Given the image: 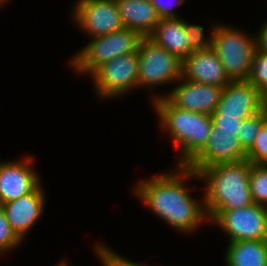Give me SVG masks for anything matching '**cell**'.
<instances>
[{
  "label": "cell",
  "mask_w": 267,
  "mask_h": 266,
  "mask_svg": "<svg viewBox=\"0 0 267 266\" xmlns=\"http://www.w3.org/2000/svg\"><path fill=\"white\" fill-rule=\"evenodd\" d=\"M175 167L172 172L137 182L134 192L140 201L172 228L180 233H191L208 219L204 199L197 201L185 186L187 178L198 179L200 176L187 166Z\"/></svg>",
  "instance_id": "1"
},
{
  "label": "cell",
  "mask_w": 267,
  "mask_h": 266,
  "mask_svg": "<svg viewBox=\"0 0 267 266\" xmlns=\"http://www.w3.org/2000/svg\"><path fill=\"white\" fill-rule=\"evenodd\" d=\"M152 101L161 129L180 150L177 165L186 166L207 144L213 126L211 115L176 107L165 96Z\"/></svg>",
  "instance_id": "2"
},
{
  "label": "cell",
  "mask_w": 267,
  "mask_h": 266,
  "mask_svg": "<svg viewBox=\"0 0 267 266\" xmlns=\"http://www.w3.org/2000/svg\"><path fill=\"white\" fill-rule=\"evenodd\" d=\"M250 162L220 163L205 168L200 180L206 181L204 207L207 217L213 211H229L251 205Z\"/></svg>",
  "instance_id": "3"
},
{
  "label": "cell",
  "mask_w": 267,
  "mask_h": 266,
  "mask_svg": "<svg viewBox=\"0 0 267 266\" xmlns=\"http://www.w3.org/2000/svg\"><path fill=\"white\" fill-rule=\"evenodd\" d=\"M212 36V48L219 57L229 80H248L257 50L256 36L220 24L215 25Z\"/></svg>",
  "instance_id": "4"
},
{
  "label": "cell",
  "mask_w": 267,
  "mask_h": 266,
  "mask_svg": "<svg viewBox=\"0 0 267 266\" xmlns=\"http://www.w3.org/2000/svg\"><path fill=\"white\" fill-rule=\"evenodd\" d=\"M144 37L131 29L123 28L92 40L70 59L74 71L91 75L98 67L120 56L138 52Z\"/></svg>",
  "instance_id": "5"
},
{
  "label": "cell",
  "mask_w": 267,
  "mask_h": 266,
  "mask_svg": "<svg viewBox=\"0 0 267 266\" xmlns=\"http://www.w3.org/2000/svg\"><path fill=\"white\" fill-rule=\"evenodd\" d=\"M138 58V88L152 89L181 78L182 61L148 37L140 42Z\"/></svg>",
  "instance_id": "6"
},
{
  "label": "cell",
  "mask_w": 267,
  "mask_h": 266,
  "mask_svg": "<svg viewBox=\"0 0 267 266\" xmlns=\"http://www.w3.org/2000/svg\"><path fill=\"white\" fill-rule=\"evenodd\" d=\"M208 219L230 238L229 242L267 240V207L252 203L229 211H213Z\"/></svg>",
  "instance_id": "7"
},
{
  "label": "cell",
  "mask_w": 267,
  "mask_h": 266,
  "mask_svg": "<svg viewBox=\"0 0 267 266\" xmlns=\"http://www.w3.org/2000/svg\"><path fill=\"white\" fill-rule=\"evenodd\" d=\"M138 63L136 52L120 56L98 67L90 75L98 97H121L131 89L138 88Z\"/></svg>",
  "instance_id": "8"
},
{
  "label": "cell",
  "mask_w": 267,
  "mask_h": 266,
  "mask_svg": "<svg viewBox=\"0 0 267 266\" xmlns=\"http://www.w3.org/2000/svg\"><path fill=\"white\" fill-rule=\"evenodd\" d=\"M73 7V20L90 38L125 28L116 0H77Z\"/></svg>",
  "instance_id": "9"
},
{
  "label": "cell",
  "mask_w": 267,
  "mask_h": 266,
  "mask_svg": "<svg viewBox=\"0 0 267 266\" xmlns=\"http://www.w3.org/2000/svg\"><path fill=\"white\" fill-rule=\"evenodd\" d=\"M237 133L238 130L219 129V126H212L207 144L186 166L200 174L205 168L216 164L246 160V151Z\"/></svg>",
  "instance_id": "10"
},
{
  "label": "cell",
  "mask_w": 267,
  "mask_h": 266,
  "mask_svg": "<svg viewBox=\"0 0 267 266\" xmlns=\"http://www.w3.org/2000/svg\"><path fill=\"white\" fill-rule=\"evenodd\" d=\"M264 108V95L251 82L230 81L223 87L216 111L211 116L245 120Z\"/></svg>",
  "instance_id": "11"
},
{
  "label": "cell",
  "mask_w": 267,
  "mask_h": 266,
  "mask_svg": "<svg viewBox=\"0 0 267 266\" xmlns=\"http://www.w3.org/2000/svg\"><path fill=\"white\" fill-rule=\"evenodd\" d=\"M177 82L174 89L167 94L156 95L154 99L165 96L176 107L207 115L216 111L223 87L200 84L182 77Z\"/></svg>",
  "instance_id": "12"
},
{
  "label": "cell",
  "mask_w": 267,
  "mask_h": 266,
  "mask_svg": "<svg viewBox=\"0 0 267 266\" xmlns=\"http://www.w3.org/2000/svg\"><path fill=\"white\" fill-rule=\"evenodd\" d=\"M33 157L18 161L0 162V204L18 199L33 192L40 184V176L35 171Z\"/></svg>",
  "instance_id": "13"
},
{
  "label": "cell",
  "mask_w": 267,
  "mask_h": 266,
  "mask_svg": "<svg viewBox=\"0 0 267 266\" xmlns=\"http://www.w3.org/2000/svg\"><path fill=\"white\" fill-rule=\"evenodd\" d=\"M45 194L41 184L31 193L2 204L6 219L12 231L23 241L26 233L42 216Z\"/></svg>",
  "instance_id": "14"
},
{
  "label": "cell",
  "mask_w": 267,
  "mask_h": 266,
  "mask_svg": "<svg viewBox=\"0 0 267 266\" xmlns=\"http://www.w3.org/2000/svg\"><path fill=\"white\" fill-rule=\"evenodd\" d=\"M181 77L196 83L224 87L230 82L215 50L193 51L182 61Z\"/></svg>",
  "instance_id": "15"
},
{
  "label": "cell",
  "mask_w": 267,
  "mask_h": 266,
  "mask_svg": "<svg viewBox=\"0 0 267 266\" xmlns=\"http://www.w3.org/2000/svg\"><path fill=\"white\" fill-rule=\"evenodd\" d=\"M148 38L181 61L190 55L189 32L185 29V20L180 17L160 19Z\"/></svg>",
  "instance_id": "16"
},
{
  "label": "cell",
  "mask_w": 267,
  "mask_h": 266,
  "mask_svg": "<svg viewBox=\"0 0 267 266\" xmlns=\"http://www.w3.org/2000/svg\"><path fill=\"white\" fill-rule=\"evenodd\" d=\"M125 28L148 37L160 22L151 0H116Z\"/></svg>",
  "instance_id": "17"
},
{
  "label": "cell",
  "mask_w": 267,
  "mask_h": 266,
  "mask_svg": "<svg viewBox=\"0 0 267 266\" xmlns=\"http://www.w3.org/2000/svg\"><path fill=\"white\" fill-rule=\"evenodd\" d=\"M225 253V266H267V240L229 242Z\"/></svg>",
  "instance_id": "18"
},
{
  "label": "cell",
  "mask_w": 267,
  "mask_h": 266,
  "mask_svg": "<svg viewBox=\"0 0 267 266\" xmlns=\"http://www.w3.org/2000/svg\"><path fill=\"white\" fill-rule=\"evenodd\" d=\"M249 183L254 203L267 207V165L251 164Z\"/></svg>",
  "instance_id": "19"
},
{
  "label": "cell",
  "mask_w": 267,
  "mask_h": 266,
  "mask_svg": "<svg viewBox=\"0 0 267 266\" xmlns=\"http://www.w3.org/2000/svg\"><path fill=\"white\" fill-rule=\"evenodd\" d=\"M267 122V108L261 112L243 120L241 129L237 133L238 139L247 152L255 142L261 127Z\"/></svg>",
  "instance_id": "20"
},
{
  "label": "cell",
  "mask_w": 267,
  "mask_h": 266,
  "mask_svg": "<svg viewBox=\"0 0 267 266\" xmlns=\"http://www.w3.org/2000/svg\"><path fill=\"white\" fill-rule=\"evenodd\" d=\"M248 81L263 95L267 92V55L258 50L253 57Z\"/></svg>",
  "instance_id": "21"
},
{
  "label": "cell",
  "mask_w": 267,
  "mask_h": 266,
  "mask_svg": "<svg viewBox=\"0 0 267 266\" xmlns=\"http://www.w3.org/2000/svg\"><path fill=\"white\" fill-rule=\"evenodd\" d=\"M246 159L251 164L267 165V122L261 127L252 147L246 152Z\"/></svg>",
  "instance_id": "22"
},
{
  "label": "cell",
  "mask_w": 267,
  "mask_h": 266,
  "mask_svg": "<svg viewBox=\"0 0 267 266\" xmlns=\"http://www.w3.org/2000/svg\"><path fill=\"white\" fill-rule=\"evenodd\" d=\"M211 35L209 37H205L204 28L201 25H192L185 21V29L189 32L190 40H188L190 45V54L193 51L197 50H206L212 47V34L213 29L215 27L212 26Z\"/></svg>",
  "instance_id": "23"
},
{
  "label": "cell",
  "mask_w": 267,
  "mask_h": 266,
  "mask_svg": "<svg viewBox=\"0 0 267 266\" xmlns=\"http://www.w3.org/2000/svg\"><path fill=\"white\" fill-rule=\"evenodd\" d=\"M21 242L22 241L12 231L2 205L0 204V253L4 254L7 251L13 250L18 247Z\"/></svg>",
  "instance_id": "24"
},
{
  "label": "cell",
  "mask_w": 267,
  "mask_h": 266,
  "mask_svg": "<svg viewBox=\"0 0 267 266\" xmlns=\"http://www.w3.org/2000/svg\"><path fill=\"white\" fill-rule=\"evenodd\" d=\"M96 253L98 254V258L100 259L103 266H147L145 264H139L133 261H130L127 258L119 255L117 252H114L113 249L109 248V246H105V244H97L96 245Z\"/></svg>",
  "instance_id": "25"
},
{
  "label": "cell",
  "mask_w": 267,
  "mask_h": 266,
  "mask_svg": "<svg viewBox=\"0 0 267 266\" xmlns=\"http://www.w3.org/2000/svg\"><path fill=\"white\" fill-rule=\"evenodd\" d=\"M170 1V0H169ZM172 1V0H171ZM174 1V0H173ZM154 7L156 8V11L158 13V16L160 19H170V18H179V16L175 15V11L173 12V6L166 0H151ZM185 2V0H175V3L173 4L175 6H180Z\"/></svg>",
  "instance_id": "26"
},
{
  "label": "cell",
  "mask_w": 267,
  "mask_h": 266,
  "mask_svg": "<svg viewBox=\"0 0 267 266\" xmlns=\"http://www.w3.org/2000/svg\"><path fill=\"white\" fill-rule=\"evenodd\" d=\"M213 121V126H219V129L227 130H239L243 120L238 119L237 117H223V116H211Z\"/></svg>",
  "instance_id": "27"
},
{
  "label": "cell",
  "mask_w": 267,
  "mask_h": 266,
  "mask_svg": "<svg viewBox=\"0 0 267 266\" xmlns=\"http://www.w3.org/2000/svg\"><path fill=\"white\" fill-rule=\"evenodd\" d=\"M261 26L260 32L256 34L257 50L267 55V22Z\"/></svg>",
  "instance_id": "28"
},
{
  "label": "cell",
  "mask_w": 267,
  "mask_h": 266,
  "mask_svg": "<svg viewBox=\"0 0 267 266\" xmlns=\"http://www.w3.org/2000/svg\"><path fill=\"white\" fill-rule=\"evenodd\" d=\"M55 266H71V265H68V263H66V261H62Z\"/></svg>",
  "instance_id": "29"
},
{
  "label": "cell",
  "mask_w": 267,
  "mask_h": 266,
  "mask_svg": "<svg viewBox=\"0 0 267 266\" xmlns=\"http://www.w3.org/2000/svg\"><path fill=\"white\" fill-rule=\"evenodd\" d=\"M264 106L267 108V92L264 94Z\"/></svg>",
  "instance_id": "30"
},
{
  "label": "cell",
  "mask_w": 267,
  "mask_h": 266,
  "mask_svg": "<svg viewBox=\"0 0 267 266\" xmlns=\"http://www.w3.org/2000/svg\"><path fill=\"white\" fill-rule=\"evenodd\" d=\"M5 1H7V0H0V5H2L3 3H5Z\"/></svg>",
  "instance_id": "31"
}]
</instances>
